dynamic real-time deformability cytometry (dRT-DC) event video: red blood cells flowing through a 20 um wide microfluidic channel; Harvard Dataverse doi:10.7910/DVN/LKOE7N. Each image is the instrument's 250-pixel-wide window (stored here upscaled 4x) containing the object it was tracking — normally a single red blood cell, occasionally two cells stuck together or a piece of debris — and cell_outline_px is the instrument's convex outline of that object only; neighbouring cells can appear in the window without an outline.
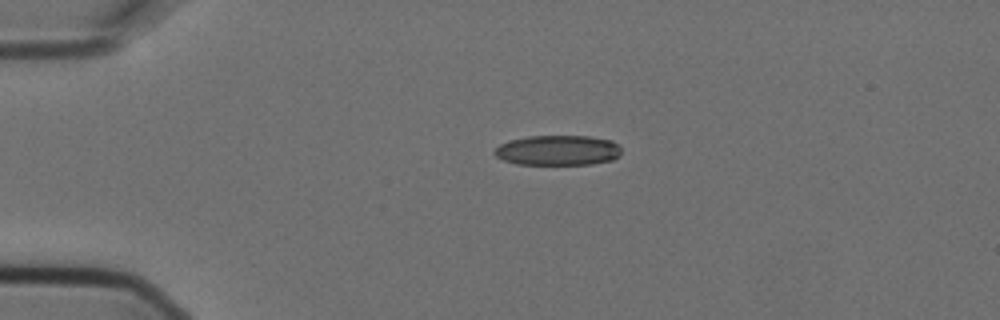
{"species": "Egyptian fruit bat (a non-hibernating species)", "species_latin": "Rousettus aegyptiacus", "temperature_condition": "cold", "stored_images_in_passage": 2, "camera_frame_rate_fps": 3000, "um_per_image_px": 0.085, "animal": {"sex": "female"}, "frame": {"image": 1, "passage_image": 1, "time_ms": 0.0, "image_size_px": [1000, 320], "cell_outline_px": [[620, 156], [612, 160], [592, 164], [516, 164], [504, 160], [496, 156], [492, 152], [500, 144], [508, 140], [528, 136], [588, 136], [612, 140], [620, 148]], "centroid_in_image_um": [47.4, 12.77], "position_along_channel_um": 37.6, "area_um2": 22.31}}